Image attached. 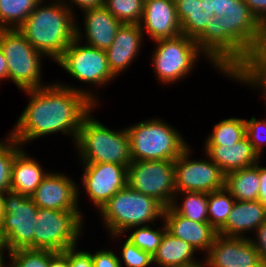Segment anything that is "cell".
I'll return each mask as SVG.
<instances>
[{"label":"cell","instance_id":"c3c4849f","mask_svg":"<svg viewBox=\"0 0 266 267\" xmlns=\"http://www.w3.org/2000/svg\"><path fill=\"white\" fill-rule=\"evenodd\" d=\"M5 252L7 251L0 245V267H8V264L6 263L7 261H5V259L7 258L6 256H4Z\"/></svg>","mask_w":266,"mask_h":267},{"label":"cell","instance_id":"8fae6325","mask_svg":"<svg viewBox=\"0 0 266 267\" xmlns=\"http://www.w3.org/2000/svg\"><path fill=\"white\" fill-rule=\"evenodd\" d=\"M82 44V45H81ZM74 80L102 88L116 76L108 66L105 50L90 47L75 38L55 61Z\"/></svg>","mask_w":266,"mask_h":267},{"label":"cell","instance_id":"2e32d148","mask_svg":"<svg viewBox=\"0 0 266 267\" xmlns=\"http://www.w3.org/2000/svg\"><path fill=\"white\" fill-rule=\"evenodd\" d=\"M57 172L49 171L30 196L31 199L38 208L61 211L81 210L78 206L81 192L79 185L65 173Z\"/></svg>","mask_w":266,"mask_h":267},{"label":"cell","instance_id":"681fc988","mask_svg":"<svg viewBox=\"0 0 266 267\" xmlns=\"http://www.w3.org/2000/svg\"><path fill=\"white\" fill-rule=\"evenodd\" d=\"M3 197L4 193L0 192V225L4 214Z\"/></svg>","mask_w":266,"mask_h":267},{"label":"cell","instance_id":"836d02e7","mask_svg":"<svg viewBox=\"0 0 266 267\" xmlns=\"http://www.w3.org/2000/svg\"><path fill=\"white\" fill-rule=\"evenodd\" d=\"M104 6L122 24H139L144 0H104Z\"/></svg>","mask_w":266,"mask_h":267},{"label":"cell","instance_id":"cb8c5ba5","mask_svg":"<svg viewBox=\"0 0 266 267\" xmlns=\"http://www.w3.org/2000/svg\"><path fill=\"white\" fill-rule=\"evenodd\" d=\"M235 82L261 90L266 105V34L264 33L248 53L245 62L229 77ZM256 87V88H255Z\"/></svg>","mask_w":266,"mask_h":267},{"label":"cell","instance_id":"8992f818","mask_svg":"<svg viewBox=\"0 0 266 267\" xmlns=\"http://www.w3.org/2000/svg\"><path fill=\"white\" fill-rule=\"evenodd\" d=\"M0 49L7 61L8 80L21 91L36 89L42 81V59L45 56L36 50L18 29H0Z\"/></svg>","mask_w":266,"mask_h":267},{"label":"cell","instance_id":"74e56055","mask_svg":"<svg viewBox=\"0 0 266 267\" xmlns=\"http://www.w3.org/2000/svg\"><path fill=\"white\" fill-rule=\"evenodd\" d=\"M246 136L252 144L255 152L262 157L264 146L266 145V119L257 120L256 117L245 119Z\"/></svg>","mask_w":266,"mask_h":267},{"label":"cell","instance_id":"e0dca14e","mask_svg":"<svg viewBox=\"0 0 266 267\" xmlns=\"http://www.w3.org/2000/svg\"><path fill=\"white\" fill-rule=\"evenodd\" d=\"M139 25L143 34L147 33L152 41L181 35L176 5L171 0H144Z\"/></svg>","mask_w":266,"mask_h":267},{"label":"cell","instance_id":"816d5d0a","mask_svg":"<svg viewBox=\"0 0 266 267\" xmlns=\"http://www.w3.org/2000/svg\"><path fill=\"white\" fill-rule=\"evenodd\" d=\"M264 33L266 34V24L264 25Z\"/></svg>","mask_w":266,"mask_h":267},{"label":"cell","instance_id":"44dd1931","mask_svg":"<svg viewBox=\"0 0 266 267\" xmlns=\"http://www.w3.org/2000/svg\"><path fill=\"white\" fill-rule=\"evenodd\" d=\"M204 153L226 175L258 163L259 155L255 152L247 136L235 144L203 145Z\"/></svg>","mask_w":266,"mask_h":267},{"label":"cell","instance_id":"d6a6232c","mask_svg":"<svg viewBox=\"0 0 266 267\" xmlns=\"http://www.w3.org/2000/svg\"><path fill=\"white\" fill-rule=\"evenodd\" d=\"M161 221L163 222V225L157 229L155 227H151L150 224L128 229L129 231L135 230L131 231L130 235H128L126 239L153 257L157 248L161 244L164 233L167 231L163 219Z\"/></svg>","mask_w":266,"mask_h":267},{"label":"cell","instance_id":"ba28073f","mask_svg":"<svg viewBox=\"0 0 266 267\" xmlns=\"http://www.w3.org/2000/svg\"><path fill=\"white\" fill-rule=\"evenodd\" d=\"M152 52L151 66L157 80L162 84H172L186 78L195 68L202 53L195 39L186 35L158 39Z\"/></svg>","mask_w":266,"mask_h":267},{"label":"cell","instance_id":"7bdbcfd3","mask_svg":"<svg viewBox=\"0 0 266 267\" xmlns=\"http://www.w3.org/2000/svg\"><path fill=\"white\" fill-rule=\"evenodd\" d=\"M253 15L264 26L266 24V0H244Z\"/></svg>","mask_w":266,"mask_h":267},{"label":"cell","instance_id":"52a82bcc","mask_svg":"<svg viewBox=\"0 0 266 267\" xmlns=\"http://www.w3.org/2000/svg\"><path fill=\"white\" fill-rule=\"evenodd\" d=\"M82 215L80 210L38 208L33 225V249L59 252L77 245L84 231Z\"/></svg>","mask_w":266,"mask_h":267},{"label":"cell","instance_id":"f1b7e54d","mask_svg":"<svg viewBox=\"0 0 266 267\" xmlns=\"http://www.w3.org/2000/svg\"><path fill=\"white\" fill-rule=\"evenodd\" d=\"M180 195H184L183 202H177ZM181 203V205H180ZM171 207L181 216L196 222H209L208 193L196 191L176 192Z\"/></svg>","mask_w":266,"mask_h":267},{"label":"cell","instance_id":"e575fe53","mask_svg":"<svg viewBox=\"0 0 266 267\" xmlns=\"http://www.w3.org/2000/svg\"><path fill=\"white\" fill-rule=\"evenodd\" d=\"M0 140V192L10 191L12 163L15 155L23 148L9 133Z\"/></svg>","mask_w":266,"mask_h":267},{"label":"cell","instance_id":"7dc6e473","mask_svg":"<svg viewBox=\"0 0 266 267\" xmlns=\"http://www.w3.org/2000/svg\"><path fill=\"white\" fill-rule=\"evenodd\" d=\"M8 80L7 61L0 49V80Z\"/></svg>","mask_w":266,"mask_h":267},{"label":"cell","instance_id":"7a4b0ae2","mask_svg":"<svg viewBox=\"0 0 266 267\" xmlns=\"http://www.w3.org/2000/svg\"><path fill=\"white\" fill-rule=\"evenodd\" d=\"M44 2L37 4L18 30L45 58L55 62L76 38L77 16L62 0Z\"/></svg>","mask_w":266,"mask_h":267},{"label":"cell","instance_id":"d590c367","mask_svg":"<svg viewBox=\"0 0 266 267\" xmlns=\"http://www.w3.org/2000/svg\"><path fill=\"white\" fill-rule=\"evenodd\" d=\"M8 267H48L49 250L20 249L7 253Z\"/></svg>","mask_w":266,"mask_h":267},{"label":"cell","instance_id":"603a6c76","mask_svg":"<svg viewBox=\"0 0 266 267\" xmlns=\"http://www.w3.org/2000/svg\"><path fill=\"white\" fill-rule=\"evenodd\" d=\"M266 222V206L259 200L236 201L229 213L225 225L217 234L226 237H246V233L254 232ZM252 230V231H251Z\"/></svg>","mask_w":266,"mask_h":267},{"label":"cell","instance_id":"5bb4252c","mask_svg":"<svg viewBox=\"0 0 266 267\" xmlns=\"http://www.w3.org/2000/svg\"><path fill=\"white\" fill-rule=\"evenodd\" d=\"M82 166V185L97 211L127 185V166L116 163H93Z\"/></svg>","mask_w":266,"mask_h":267},{"label":"cell","instance_id":"b9f144b4","mask_svg":"<svg viewBox=\"0 0 266 267\" xmlns=\"http://www.w3.org/2000/svg\"><path fill=\"white\" fill-rule=\"evenodd\" d=\"M254 233L256 238L249 237V235L248 238L252 245L257 249L261 262L266 267V222L262 223Z\"/></svg>","mask_w":266,"mask_h":267},{"label":"cell","instance_id":"f35d334b","mask_svg":"<svg viewBox=\"0 0 266 267\" xmlns=\"http://www.w3.org/2000/svg\"><path fill=\"white\" fill-rule=\"evenodd\" d=\"M207 7L210 14L221 17L233 11L250 10L244 0H207Z\"/></svg>","mask_w":266,"mask_h":267},{"label":"cell","instance_id":"ab89813d","mask_svg":"<svg viewBox=\"0 0 266 267\" xmlns=\"http://www.w3.org/2000/svg\"><path fill=\"white\" fill-rule=\"evenodd\" d=\"M76 246L63 251L69 259L70 267H93L91 252L78 250Z\"/></svg>","mask_w":266,"mask_h":267},{"label":"cell","instance_id":"7c38bea8","mask_svg":"<svg viewBox=\"0 0 266 267\" xmlns=\"http://www.w3.org/2000/svg\"><path fill=\"white\" fill-rule=\"evenodd\" d=\"M203 57L228 78L245 62L247 55L223 32L222 17L214 15L195 39Z\"/></svg>","mask_w":266,"mask_h":267},{"label":"cell","instance_id":"7402d4cb","mask_svg":"<svg viewBox=\"0 0 266 267\" xmlns=\"http://www.w3.org/2000/svg\"><path fill=\"white\" fill-rule=\"evenodd\" d=\"M223 32L246 54L264 34V26L251 10L233 11L222 16Z\"/></svg>","mask_w":266,"mask_h":267},{"label":"cell","instance_id":"f907efd6","mask_svg":"<svg viewBox=\"0 0 266 267\" xmlns=\"http://www.w3.org/2000/svg\"><path fill=\"white\" fill-rule=\"evenodd\" d=\"M185 267H207V266L205 265L204 261H201L200 263L192 264V265L185 266Z\"/></svg>","mask_w":266,"mask_h":267},{"label":"cell","instance_id":"ac0fdd59","mask_svg":"<svg viewBox=\"0 0 266 267\" xmlns=\"http://www.w3.org/2000/svg\"><path fill=\"white\" fill-rule=\"evenodd\" d=\"M84 31L76 24V38L86 45L101 50L108 49L114 41L122 23L108 9L102 7L88 9L82 12ZM83 31V32H82ZM85 37V38H83ZM85 39V40H83Z\"/></svg>","mask_w":266,"mask_h":267},{"label":"cell","instance_id":"6da1fadb","mask_svg":"<svg viewBox=\"0 0 266 267\" xmlns=\"http://www.w3.org/2000/svg\"><path fill=\"white\" fill-rule=\"evenodd\" d=\"M54 82L36 89L23 90L28 105L9 133L22 147L46 135L62 133L78 136L83 118L99 105L100 99L89 89Z\"/></svg>","mask_w":266,"mask_h":267},{"label":"cell","instance_id":"5b68a950","mask_svg":"<svg viewBox=\"0 0 266 267\" xmlns=\"http://www.w3.org/2000/svg\"><path fill=\"white\" fill-rule=\"evenodd\" d=\"M126 129L132 161H175L189 147L182 134L160 118L146 119Z\"/></svg>","mask_w":266,"mask_h":267},{"label":"cell","instance_id":"484cf974","mask_svg":"<svg viewBox=\"0 0 266 267\" xmlns=\"http://www.w3.org/2000/svg\"><path fill=\"white\" fill-rule=\"evenodd\" d=\"M196 250L182 239L165 232L161 244L153 255V265L157 267H185L202 261L194 254Z\"/></svg>","mask_w":266,"mask_h":267},{"label":"cell","instance_id":"4dcf8cb0","mask_svg":"<svg viewBox=\"0 0 266 267\" xmlns=\"http://www.w3.org/2000/svg\"><path fill=\"white\" fill-rule=\"evenodd\" d=\"M41 0H0V29H18Z\"/></svg>","mask_w":266,"mask_h":267},{"label":"cell","instance_id":"4fadbf2b","mask_svg":"<svg viewBox=\"0 0 266 267\" xmlns=\"http://www.w3.org/2000/svg\"><path fill=\"white\" fill-rule=\"evenodd\" d=\"M190 149L189 146L174 162L176 192L211 193L225 187L223 171L205 154V159H192Z\"/></svg>","mask_w":266,"mask_h":267},{"label":"cell","instance_id":"bcb514c9","mask_svg":"<svg viewBox=\"0 0 266 267\" xmlns=\"http://www.w3.org/2000/svg\"><path fill=\"white\" fill-rule=\"evenodd\" d=\"M259 177H260V186L258 200L266 206V167L260 165L259 163Z\"/></svg>","mask_w":266,"mask_h":267},{"label":"cell","instance_id":"9a60e30c","mask_svg":"<svg viewBox=\"0 0 266 267\" xmlns=\"http://www.w3.org/2000/svg\"><path fill=\"white\" fill-rule=\"evenodd\" d=\"M202 260L207 267H265L248 237L217 234Z\"/></svg>","mask_w":266,"mask_h":267},{"label":"cell","instance_id":"1f68e13d","mask_svg":"<svg viewBox=\"0 0 266 267\" xmlns=\"http://www.w3.org/2000/svg\"><path fill=\"white\" fill-rule=\"evenodd\" d=\"M234 203V197L225 187L208 193V219L217 232L225 225Z\"/></svg>","mask_w":266,"mask_h":267},{"label":"cell","instance_id":"8d00e7d4","mask_svg":"<svg viewBox=\"0 0 266 267\" xmlns=\"http://www.w3.org/2000/svg\"><path fill=\"white\" fill-rule=\"evenodd\" d=\"M119 262L122 267H152L153 257L125 239L121 247ZM123 262V263H122ZM152 265V266H151Z\"/></svg>","mask_w":266,"mask_h":267},{"label":"cell","instance_id":"ee69618b","mask_svg":"<svg viewBox=\"0 0 266 267\" xmlns=\"http://www.w3.org/2000/svg\"><path fill=\"white\" fill-rule=\"evenodd\" d=\"M75 15L76 12H73V8L75 5L80 11H85L88 9L102 7L104 5V0H62ZM69 2V3H68Z\"/></svg>","mask_w":266,"mask_h":267},{"label":"cell","instance_id":"4316f807","mask_svg":"<svg viewBox=\"0 0 266 267\" xmlns=\"http://www.w3.org/2000/svg\"><path fill=\"white\" fill-rule=\"evenodd\" d=\"M181 34L196 39L206 28L210 14L207 0H179L175 3Z\"/></svg>","mask_w":266,"mask_h":267},{"label":"cell","instance_id":"d6986e66","mask_svg":"<svg viewBox=\"0 0 266 267\" xmlns=\"http://www.w3.org/2000/svg\"><path fill=\"white\" fill-rule=\"evenodd\" d=\"M163 221L167 232L189 243L196 252L206 255L217 235L209 222H196L179 215L171 206L164 208Z\"/></svg>","mask_w":266,"mask_h":267},{"label":"cell","instance_id":"30bf717a","mask_svg":"<svg viewBox=\"0 0 266 267\" xmlns=\"http://www.w3.org/2000/svg\"><path fill=\"white\" fill-rule=\"evenodd\" d=\"M174 162L171 160L132 161L127 167V185L170 207L176 193Z\"/></svg>","mask_w":266,"mask_h":267},{"label":"cell","instance_id":"f6af8a7d","mask_svg":"<svg viewBox=\"0 0 266 267\" xmlns=\"http://www.w3.org/2000/svg\"><path fill=\"white\" fill-rule=\"evenodd\" d=\"M48 267H70L69 259L63 251L53 252L49 250Z\"/></svg>","mask_w":266,"mask_h":267},{"label":"cell","instance_id":"d4e9b609","mask_svg":"<svg viewBox=\"0 0 266 267\" xmlns=\"http://www.w3.org/2000/svg\"><path fill=\"white\" fill-rule=\"evenodd\" d=\"M24 148L14 157L10 190L30 197L49 172L34 157H30Z\"/></svg>","mask_w":266,"mask_h":267},{"label":"cell","instance_id":"9c48e42d","mask_svg":"<svg viewBox=\"0 0 266 267\" xmlns=\"http://www.w3.org/2000/svg\"><path fill=\"white\" fill-rule=\"evenodd\" d=\"M0 225V245L8 252L33 249V231L38 207L31 197L7 191Z\"/></svg>","mask_w":266,"mask_h":267},{"label":"cell","instance_id":"60d3db41","mask_svg":"<svg viewBox=\"0 0 266 267\" xmlns=\"http://www.w3.org/2000/svg\"><path fill=\"white\" fill-rule=\"evenodd\" d=\"M92 254L93 267H122L117 253L110 249L97 250Z\"/></svg>","mask_w":266,"mask_h":267},{"label":"cell","instance_id":"277c9868","mask_svg":"<svg viewBox=\"0 0 266 267\" xmlns=\"http://www.w3.org/2000/svg\"><path fill=\"white\" fill-rule=\"evenodd\" d=\"M163 211L164 207L157 200L126 185L98 212L102 216L107 233L112 239H117L132 227L155 225L154 221L163 219Z\"/></svg>","mask_w":266,"mask_h":267},{"label":"cell","instance_id":"f546056e","mask_svg":"<svg viewBox=\"0 0 266 267\" xmlns=\"http://www.w3.org/2000/svg\"><path fill=\"white\" fill-rule=\"evenodd\" d=\"M208 134L203 145L235 144L246 136L245 120L235 117L222 119L213 126L212 132Z\"/></svg>","mask_w":266,"mask_h":267},{"label":"cell","instance_id":"ffe728a7","mask_svg":"<svg viewBox=\"0 0 266 267\" xmlns=\"http://www.w3.org/2000/svg\"><path fill=\"white\" fill-rule=\"evenodd\" d=\"M139 24H122L111 46L105 50L108 66L117 77L124 72L138 56L144 41Z\"/></svg>","mask_w":266,"mask_h":267},{"label":"cell","instance_id":"3957f363","mask_svg":"<svg viewBox=\"0 0 266 267\" xmlns=\"http://www.w3.org/2000/svg\"><path fill=\"white\" fill-rule=\"evenodd\" d=\"M94 109L83 118L74 143L80 164L116 163L128 167L132 159L126 127L117 131L106 127L92 115Z\"/></svg>","mask_w":266,"mask_h":267},{"label":"cell","instance_id":"83f0119b","mask_svg":"<svg viewBox=\"0 0 266 267\" xmlns=\"http://www.w3.org/2000/svg\"><path fill=\"white\" fill-rule=\"evenodd\" d=\"M259 186V162L225 175V188L236 201L258 200Z\"/></svg>","mask_w":266,"mask_h":267}]
</instances>
